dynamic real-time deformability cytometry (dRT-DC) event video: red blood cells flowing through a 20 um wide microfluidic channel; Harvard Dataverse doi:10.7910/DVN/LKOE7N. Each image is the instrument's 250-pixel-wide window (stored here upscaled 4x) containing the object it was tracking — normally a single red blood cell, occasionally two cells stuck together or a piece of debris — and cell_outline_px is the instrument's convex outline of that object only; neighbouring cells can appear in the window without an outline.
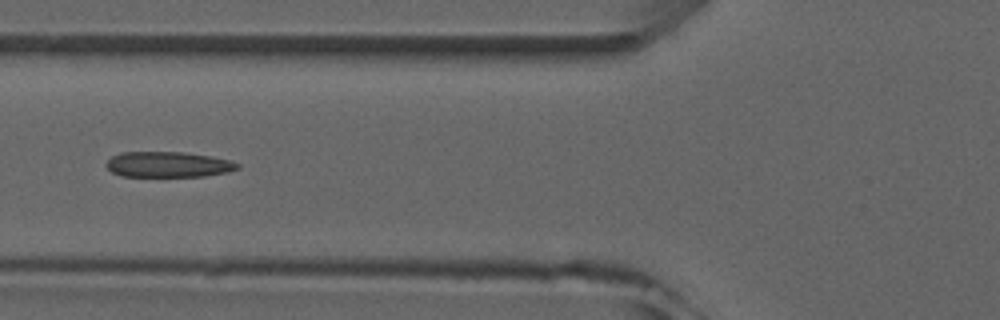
{"species": "common noctule bat (a hibernating species)", "species_latin": "Nyctalus noctula", "temperature_condition": "room temperature", "stored_images_in_passage": 4, "camera_frame_rate_fps": 3000, "um_per_image_px": 0.085, "animal": {"sex": "male", "forearm_length_mm": 52.5}, "frame": {"image": 1, "passage_image": 4, "time_ms": 4.333, "image_size_px": [1000, 320], "cell_outline_px": [[240, 168], [228, 172], [204, 176], [124, 176], [112, 172], [104, 164], [112, 156], [120, 152], [184, 152], [212, 156], [232, 160], [240, 164]], "centroid_in_image_um": [14.33, 13.97], "position_along_channel_um": 111.5, "area_um2": 19.65}}